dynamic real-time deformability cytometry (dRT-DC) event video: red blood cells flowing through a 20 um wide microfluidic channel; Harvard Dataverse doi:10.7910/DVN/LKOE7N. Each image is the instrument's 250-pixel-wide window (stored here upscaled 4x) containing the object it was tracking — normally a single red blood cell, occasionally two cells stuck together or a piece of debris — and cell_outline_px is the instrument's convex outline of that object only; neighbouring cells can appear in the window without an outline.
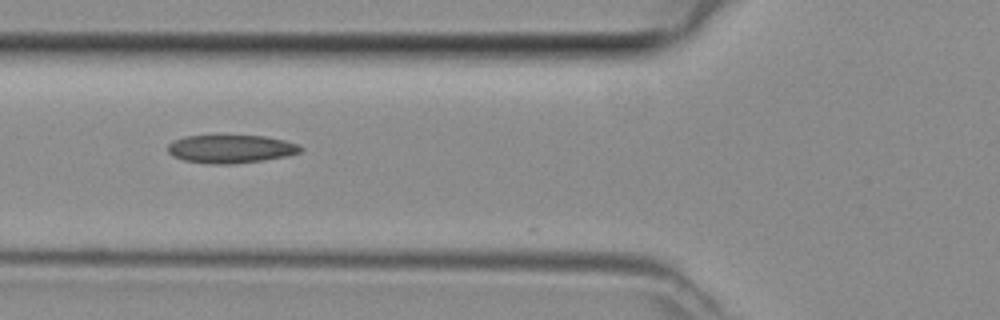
{"species": "common noctule bat (a hibernating species)", "species_latin": "Nyctalus noctula", "temperature_condition": "room temperature", "stored_images_in_passage": 4, "camera_frame_rate_fps": 3000, "um_per_image_px": 0.085, "animal": {"sex": "female", "body_mass_g": 29.2, "forearm_length_mm": 56.3}, "frame": {"image": 1, "passage_image": 3, "time_ms": 0.667, "image_size_px": [1000, 320], "cell_outline_px": [[304, 148], [300, 152], [288, 156], [264, 160], [232, 164], [212, 164], [184, 160], [172, 156], [168, 152], [168, 144], [172, 140], [184, 136], [264, 136], [284, 140], [296, 144]], "centroid_in_image_um": [19.6, 12.66], "position_along_channel_um": 106.2, "area_um2": 21.79}}